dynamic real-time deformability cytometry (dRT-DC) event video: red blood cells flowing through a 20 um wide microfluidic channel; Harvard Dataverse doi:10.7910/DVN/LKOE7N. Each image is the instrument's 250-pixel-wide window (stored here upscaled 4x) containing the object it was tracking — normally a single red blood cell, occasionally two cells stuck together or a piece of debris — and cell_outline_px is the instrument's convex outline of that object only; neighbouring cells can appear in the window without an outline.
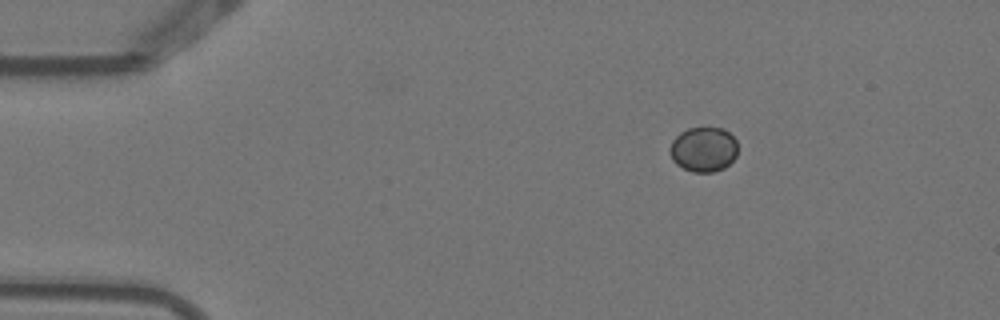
{"species": "Egyptian fruit bat (a non-hibernating species)", "species_latin": "Rousettus aegyptiacus", "temperature_condition": "warm", "stored_images_in_passage": 4, "camera_frame_rate_fps": 3000, "um_per_image_px": 0.085, "animal": {"sex": "female"}, "frame": {"image": 1, "passage_image": 1, "time_ms": 0.0, "image_size_px": [1000, 320], "cell_outline_px": [[736, 156], [724, 168], [712, 172], [692, 172], [676, 164], [672, 160], [672, 140], [680, 132], [688, 128], [724, 128], [736, 140]], "centroid_in_image_um": [59.81, 12.69], "position_along_channel_um": 25.2, "area_um2": 17.46}}
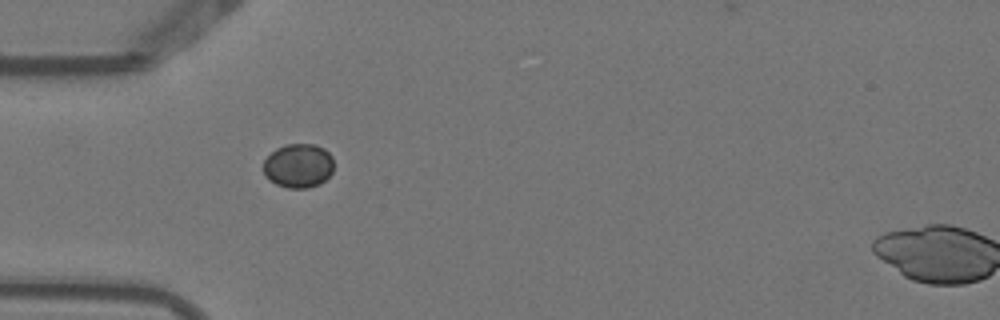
{"frame": {"image": 2, "passage_image": 3, "time_ms": 0.667, "image_size_px": [1000, 320], "cell_outline_px": [[332, 172], [320, 184], [308, 188], [288, 188], [276, 184], [268, 180], [264, 176], [264, 160], [276, 148], [288, 144], [316, 144], [324, 148], [332, 156]], "centroid_in_image_um": [25.35, 14.09], "position_along_channel_um": 59.6, "area_um2": 18.15}}
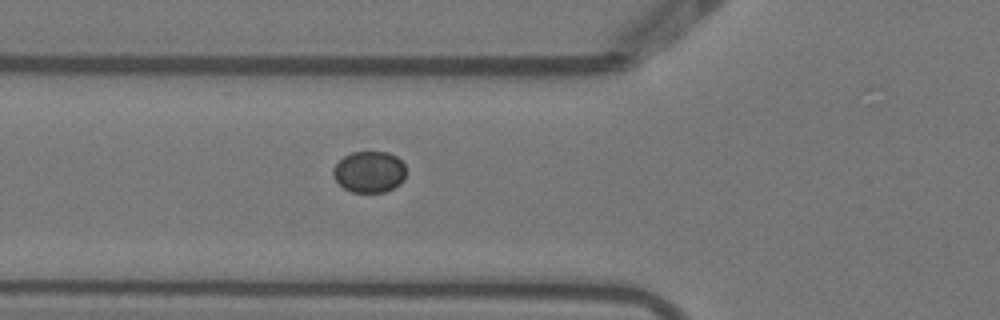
{"frame": {"image": 3, "passage_image": 4, "time_ms": 1.0, "image_size_px": [1000, 320], "cell_outline_px": [[404, 180], [400, 184], [384, 192], [352, 192], [344, 188], [332, 176], [332, 168], [344, 156], [352, 152], [388, 152], [396, 156], [404, 164]], "centroid_in_image_um": [31.37, 14.61], "position_along_channel_um": 94.4, "area_um2": 17.51}}